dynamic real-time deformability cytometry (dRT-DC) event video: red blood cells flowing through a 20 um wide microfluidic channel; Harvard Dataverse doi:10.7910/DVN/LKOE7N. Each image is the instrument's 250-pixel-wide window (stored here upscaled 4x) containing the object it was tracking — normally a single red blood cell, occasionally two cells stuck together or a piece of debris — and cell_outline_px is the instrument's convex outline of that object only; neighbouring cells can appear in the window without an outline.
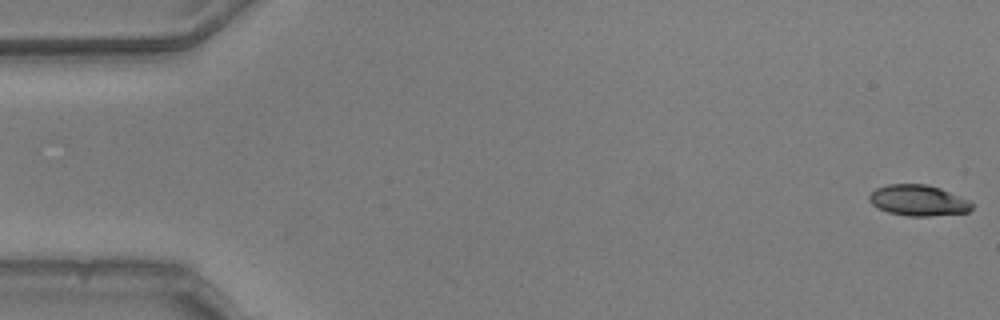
{"species": "common noctule bat (a hibernating species)", "species_latin": "Nyctalus noctula", "temperature_condition": "warm", "stored_images_in_passage": 4, "camera_frame_rate_fps": 3000, "um_per_image_px": 0.085, "animal": {"sex": "male", "body_mass_g": 20.5, "forearm_length_mm": 52.5}, "frame": {"image": 1, "passage_image": 1, "time_ms": 0.0, "image_size_px": [1000, 320], "cell_outline_px": [[972, 208], [968, 212], [928, 216], [908, 216], [888, 212], [872, 204], [868, 200], [868, 196], [876, 188], [888, 184], [924, 184], [940, 188], [968, 200], [972, 204]], "centroid_in_image_um": [78.03, 17.03], "position_along_channel_um": 7.0, "area_um2": 18.26}}